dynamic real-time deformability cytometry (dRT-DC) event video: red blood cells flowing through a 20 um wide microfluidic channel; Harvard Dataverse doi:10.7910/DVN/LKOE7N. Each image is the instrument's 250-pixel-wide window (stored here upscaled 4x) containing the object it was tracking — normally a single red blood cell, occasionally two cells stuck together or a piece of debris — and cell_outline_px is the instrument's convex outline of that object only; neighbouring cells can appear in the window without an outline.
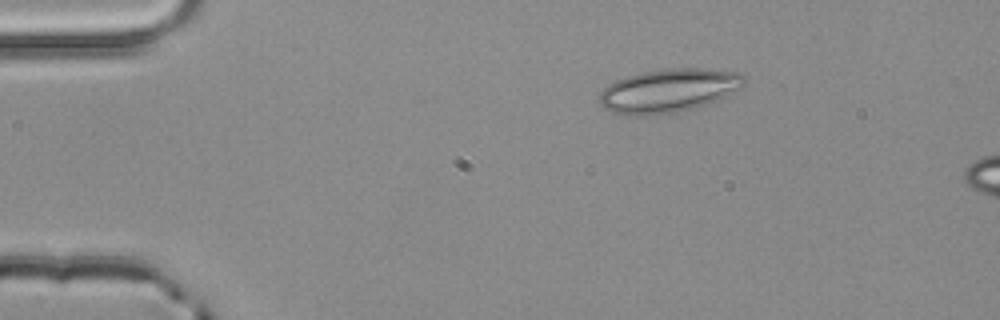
{"species": "common noctule bat (a hibernating species)", "species_latin": "Nyctalus noctula", "temperature_condition": "room temperature", "stored_images_in_passage": 2, "camera_frame_rate_fps": 3000, "um_per_image_px": 0.085, "animal": {"sex": "male", "body_mass_g": 20.4}, "frame": {"image": 1, "passage_image": 1, "time_ms": 0.0, "image_size_px": [1000, 320], "cell_outline_px": [[748, 80], [740, 88], [716, 100], [692, 108], [672, 112], [644, 116], [624, 116], [612, 112], [604, 108], [600, 104], [600, 92], [608, 84], [616, 80], [640, 72], [672, 68], [704, 68], [740, 72]], "centroid_in_image_um": [56.81, 7.69], "position_along_channel_um": 28.2, "area_um2": 36.7}}